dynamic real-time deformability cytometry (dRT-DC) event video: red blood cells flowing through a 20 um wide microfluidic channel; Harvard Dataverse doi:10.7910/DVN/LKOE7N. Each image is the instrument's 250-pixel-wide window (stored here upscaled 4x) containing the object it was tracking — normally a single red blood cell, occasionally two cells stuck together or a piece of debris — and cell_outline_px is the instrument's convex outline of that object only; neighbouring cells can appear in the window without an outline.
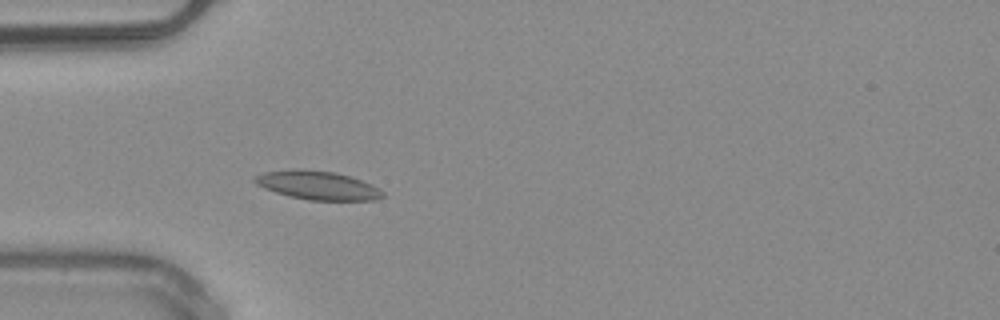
{"species": "common noctule bat (a hibernating species)", "species_latin": "Nyctalus noctula", "temperature_condition": "warm", "stored_images_in_passage": 35, "camera_frame_rate_fps": 3000, "um_per_image_px": 0.085, "animal": {"sex": "male", "body_mass_g": 20.4}, "frame": {"image": 1, "passage_image": 6, "time_ms": 1.667, "image_size_px": [1000, 320], "cell_outline_px": [[384, 196], [376, 200], [308, 200], [276, 192], [264, 188], [256, 184], [252, 180], [252, 176], [264, 172], [300, 168], [336, 172], [372, 184], [380, 188], [384, 192]], "centroid_in_image_um": [26.99, 15.74], "position_along_channel_um": 58.0, "area_um2": 21.44}, "authors_computed_cell_mechanics": {"area_um2": 19.1318, "velocity_mm_per_s": 4.0229, "shape_relaxation_time_tau1_ms": null, "shape_relaxation_time_tau2_ms": 2.1239, "deformation_change_tau1": null, "deformation_change_tau2": 0.0583}}